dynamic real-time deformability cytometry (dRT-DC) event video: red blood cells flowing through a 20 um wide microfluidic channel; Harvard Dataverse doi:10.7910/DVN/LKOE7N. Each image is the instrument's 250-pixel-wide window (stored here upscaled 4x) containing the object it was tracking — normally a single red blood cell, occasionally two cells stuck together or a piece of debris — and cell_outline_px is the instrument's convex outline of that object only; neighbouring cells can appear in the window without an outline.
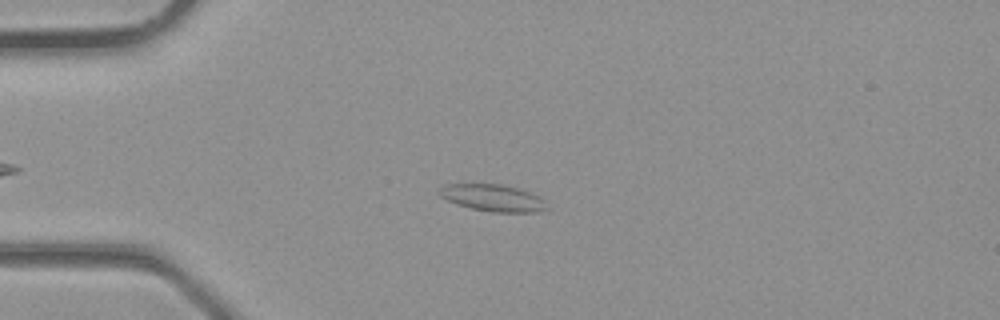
{"species": "common noctule bat (a hibernating species)", "species_latin": "Nyctalus noctula", "temperature_condition": "room temperature", "stored_images_in_passage": 3, "camera_frame_rate_fps": 3000, "um_per_image_px": 0.085, "animal": {"sex": "male", "body_mass_g": 23.1, "forearm_length_mm": 52.7}, "frame": {"image": 1, "passage_image": 3, "time_ms": 0.667, "image_size_px": [1000, 320], "cell_outline_px": [[548, 208], [536, 212], [492, 212], [472, 208], [456, 204], [440, 196], [436, 192], [444, 184], [504, 184], [520, 188], [532, 192], [540, 196], [544, 200]], "centroid_in_image_um": [41.91, 16.8], "position_along_channel_um": 43.1, "area_um2": 17.05}}